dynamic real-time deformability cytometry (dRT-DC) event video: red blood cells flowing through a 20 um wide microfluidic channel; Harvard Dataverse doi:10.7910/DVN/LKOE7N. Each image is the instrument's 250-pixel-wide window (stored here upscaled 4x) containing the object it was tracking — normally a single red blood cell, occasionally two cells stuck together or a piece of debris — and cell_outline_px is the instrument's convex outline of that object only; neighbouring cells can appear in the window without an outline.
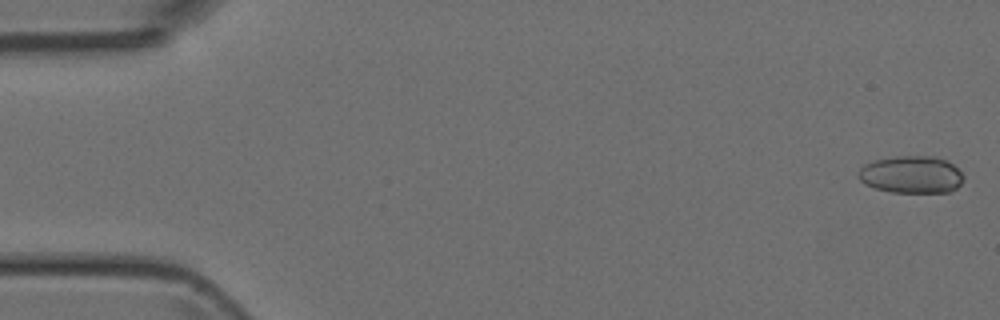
{"species": "Egyptian fruit bat (a non-hibernating species)", "species_latin": "Rousettus aegyptiacus", "temperature_condition": "room temperature", "stored_images_in_passage": 51, "camera_frame_rate_fps": 3000, "um_per_image_px": 0.085, "animal": {"sex": "female"}, "frame": {"image": 1, "passage_image": 1, "time_ms": 0.0, "image_size_px": [1000, 320], "cell_outline_px": [[964, 180], [956, 188], [948, 192], [892, 192], [876, 188], [864, 184], [860, 180], [856, 172], [864, 164], [876, 160], [896, 156], [936, 156], [948, 160], [964, 176]], "centroid_in_image_um": [77.46, 14.83], "position_along_channel_um": 7.5, "area_um2": 22.95}}
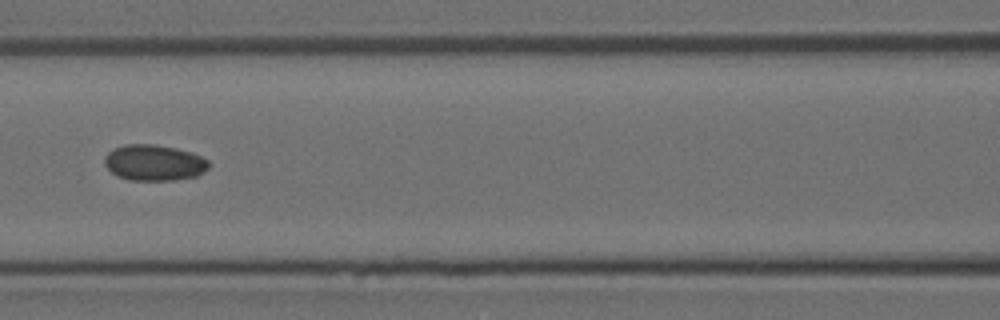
{"frame": {"image": 2, "passage_image": 22, "time_ms": 7.0, "image_size_px": [1000, 320], "cell_outline_px": [[212, 164], [204, 172], [196, 176], [172, 180], [128, 180], [116, 176], [104, 164], [104, 156], [112, 148], [124, 144], [152, 144], [176, 148], [192, 152], [208, 160]], "centroid_in_image_um": [13.09, 13.82], "position_along_channel_um": 153.5, "area_um2": 22.08}}
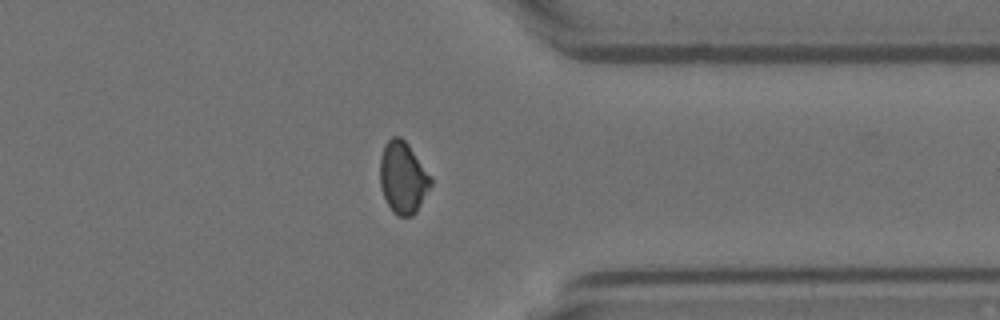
{"frame": {"image": 3, "passage_image": 39, "time_ms": 12.667, "image_size_px": [1000, 320], "cell_outline_px": [[432, 184], [416, 212], [412, 216], [396, 216], [392, 212], [384, 196], [380, 184], [380, 156], [384, 144], [392, 136], [400, 136], [408, 144], [432, 176]], "centroid_in_image_um": [34.25, 15.08], "position_along_channel_um": 377.1, "area_um2": 21.39}}